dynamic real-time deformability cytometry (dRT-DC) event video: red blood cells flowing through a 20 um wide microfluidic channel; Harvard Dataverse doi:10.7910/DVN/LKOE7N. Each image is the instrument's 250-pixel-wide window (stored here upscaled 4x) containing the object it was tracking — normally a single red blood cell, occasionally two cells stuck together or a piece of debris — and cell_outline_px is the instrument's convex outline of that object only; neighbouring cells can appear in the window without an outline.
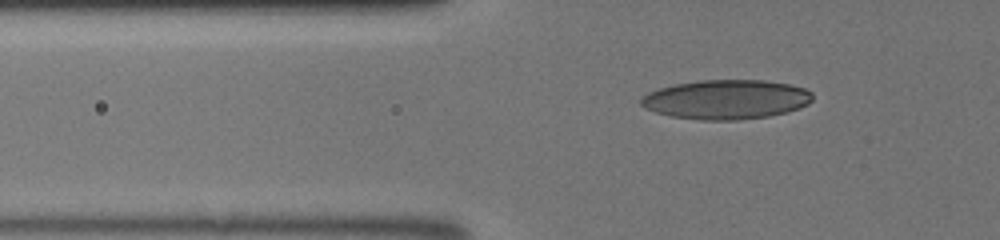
{"species": "human", "species_latin": "Homo sapiens", "temperature_condition": "room temperature", "stored_images_in_passage": 47, "camera_frame_rate_fps": 3000, "um_per_image_px": 0.085, "donor": {"sex": "male"}, "frame": {"image": 1, "passage_image": 19, "time_ms": 6.0, "image_size_px": [1000, 240], "cell_outline_px": [[812, 100], [808, 104], [800, 108], [788, 112], [768, 116], [736, 120], [700, 120], [672, 116], [656, 112], [644, 108], [640, 104], [640, 96], [648, 92], [660, 88], [676, 84], [700, 80], [764, 80], [788, 84], [804, 88], [812, 92]], "centroid_in_image_um": [61.72, 8.45], "position_along_channel_um": 64.1, "area_um2": 39.48}}
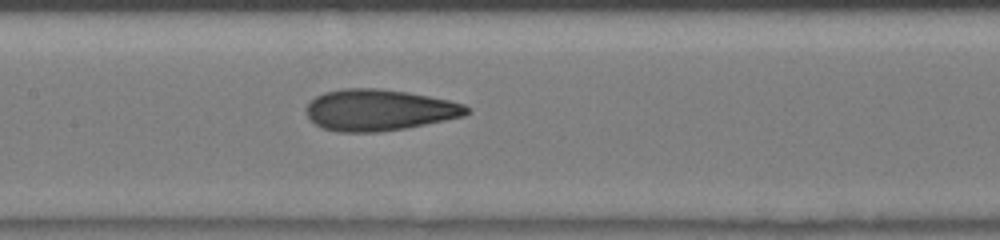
{"frame": {"image": 2, "passage_image": 27, "time_ms": 8.667, "image_size_px": [1000, 240], "cell_outline_px": [[472, 112], [464, 116], [408, 128], [380, 132], [336, 132], [320, 128], [304, 112], [304, 108], [316, 96], [324, 92], [344, 88], [376, 88], [408, 92], [448, 100], [464, 104], [472, 108]], "centroid_in_image_um": [32.23, 9.36], "position_along_channel_um": 175.2, "area_um2": 39.02}}
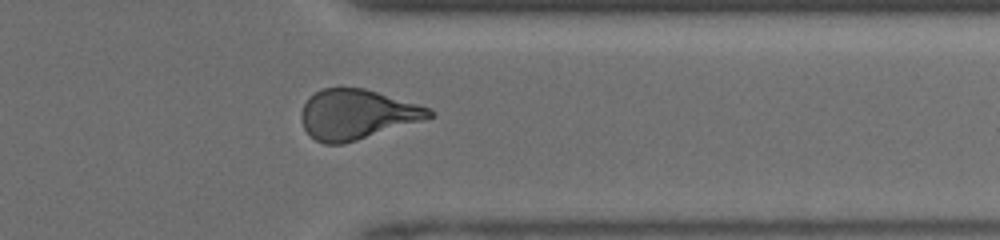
{"frame": {"image": 3, "passage_image": 40, "time_ms": 13.0, "image_size_px": [1000, 240], "cell_outline_px": [[436, 116], [424, 120], [344, 144], [324, 144], [316, 140], [304, 128], [300, 120], [300, 112], [308, 96], [320, 88], [364, 88], [416, 104], [428, 108], [436, 112]], "centroid_in_image_um": [30.3, 9.72], "position_along_channel_um": 381.1, "area_um2": 37.17}}